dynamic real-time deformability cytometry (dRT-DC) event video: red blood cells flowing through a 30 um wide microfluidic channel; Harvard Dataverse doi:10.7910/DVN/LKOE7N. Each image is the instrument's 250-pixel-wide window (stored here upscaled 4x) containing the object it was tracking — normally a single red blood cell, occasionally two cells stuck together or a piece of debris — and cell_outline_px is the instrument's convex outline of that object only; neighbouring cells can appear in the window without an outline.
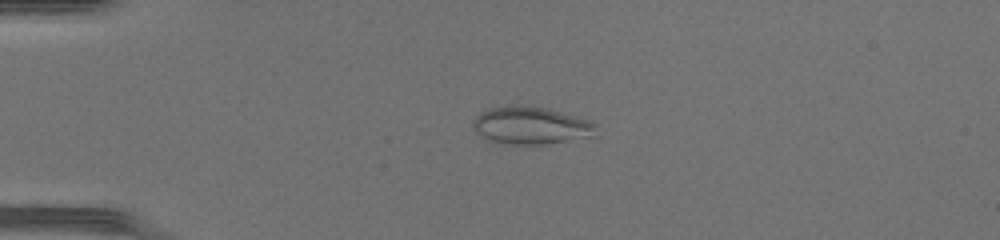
{"species": "common noctule bat (a hibernating species)", "species_latin": "Nyctalus noctula", "temperature_condition": "warm", "stored_images_in_passage": 38, "camera_frame_rate_fps": 3000, "um_per_image_px": 0.085, "animal": {"sex": "female", "body_mass_g": 17.0, "forearm_length_mm": 48.0}, "frame": {"image": 1, "passage_image": 2, "time_ms": 0.333, "image_size_px": [1000, 240], "cell_outline_px": [[600, 136], [544, 144], [512, 144], [488, 140], [476, 132], [472, 128], [472, 120], [476, 116], [488, 108], [548, 108], [592, 120], [596, 124]], "centroid_in_image_um": [45.24, 10.71], "position_along_channel_um": 39.8, "area_um2": 26.65}}
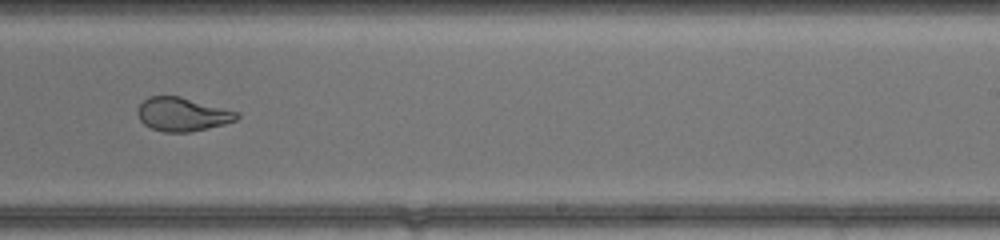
{"frame": {"image": 2, "passage_image": 21, "time_ms": 6.667, "image_size_px": [1000, 240], "cell_outline_px": [[240, 116], [236, 120], [224, 124], [208, 128], [188, 132], [164, 132], [152, 128], [144, 124], [140, 120], [136, 112], [136, 108], [148, 96], [180, 96], [240, 112]], "centroid_in_image_um": [15.5, 9.71], "position_along_channel_um": 273.5, "area_um2": 19.54}}
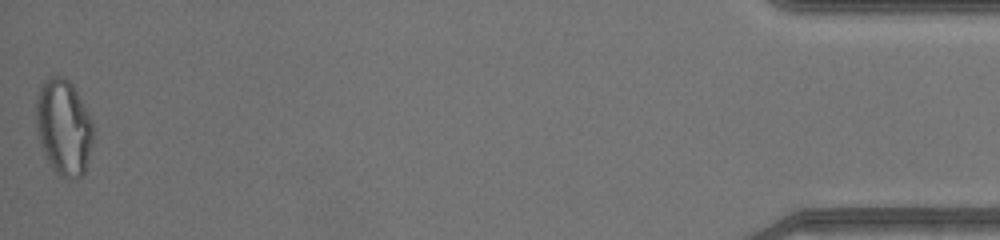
{"frame": {"image": 3, "passage_image": 38, "time_ms": 12.333, "image_size_px": [1000, 240], "cell_outline_px": [[92, 144], [88, 160], [84, 172], [80, 176], [72, 180], [56, 176], [44, 152], [40, 140], [36, 124], [36, 100], [40, 88], [44, 80], [48, 76], [64, 76], [72, 84], [88, 112], [92, 120]], "centroid_in_image_um": [5.41, 10.82], "position_along_channel_um": 429.8, "area_um2": 31.85}, "authors_computed_cell_mechanics": {"area_um2": 22.831, "velocity_mm_per_s": 4.3723, "shape_relaxation_time_tau1_ms": null, "shape_relaxation_time_tau2_ms": 0.6897, "deformation_change_tau1": null, "deformation_change_tau2": 0.074}}